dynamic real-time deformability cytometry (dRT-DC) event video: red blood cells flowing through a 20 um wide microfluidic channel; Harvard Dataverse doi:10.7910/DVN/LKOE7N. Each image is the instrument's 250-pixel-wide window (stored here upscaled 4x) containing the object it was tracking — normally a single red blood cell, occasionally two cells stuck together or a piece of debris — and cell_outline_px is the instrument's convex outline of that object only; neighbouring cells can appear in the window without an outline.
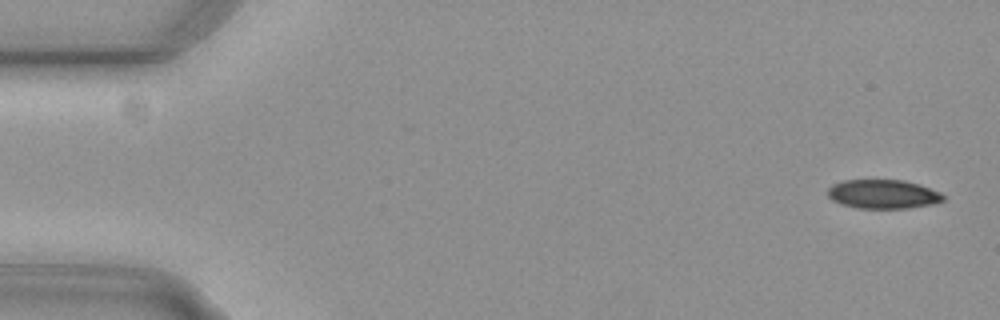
{"species": "common noctule bat (a hibernating species)", "species_latin": "Nyctalus noctula", "temperature_condition": "cold", "stored_images_in_passage": 54, "camera_frame_rate_fps": 3000, "um_per_image_px": 0.085, "animal": {"sex": "female", "body_mass_g": 29.2, "forearm_length_mm": 56.3}, "frame": {"image": 1, "passage_image": 1, "time_ms": 0.0, "image_size_px": [1000, 320], "cell_outline_px": [[944, 200], [932, 204], [908, 208], [856, 208], [840, 204], [832, 200], [828, 196], [828, 188], [832, 184], [844, 180], [904, 180], [940, 192], [944, 196]], "centroid_in_image_um": [75.02, 16.5], "position_along_channel_um": 10.0, "area_um2": 19.42}}
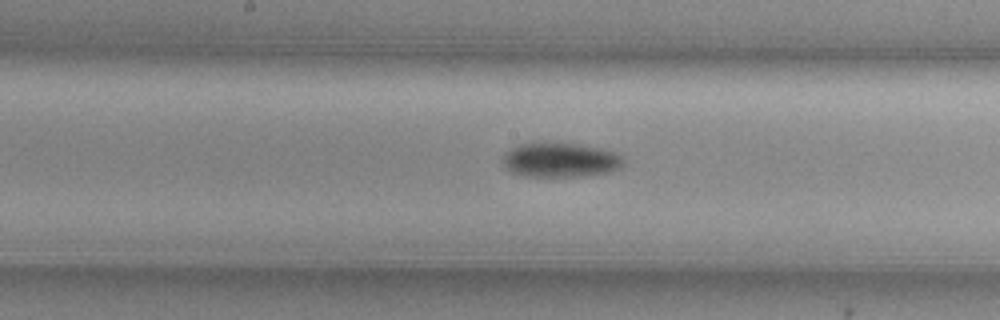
{"frame": {"image": 2, "passage_image": 27, "time_ms": 8.667, "image_size_px": [1000, 320], "cell_outline_px": [[624, 160], [620, 168], [608, 172], [584, 176], [524, 176], [508, 172], [504, 168], [504, 156], [512, 148], [520, 144], [580, 144], [612, 152], [620, 156]], "centroid_in_image_um": [47.6, 13.63], "position_along_channel_um": 200.6, "area_um2": 23.64}}
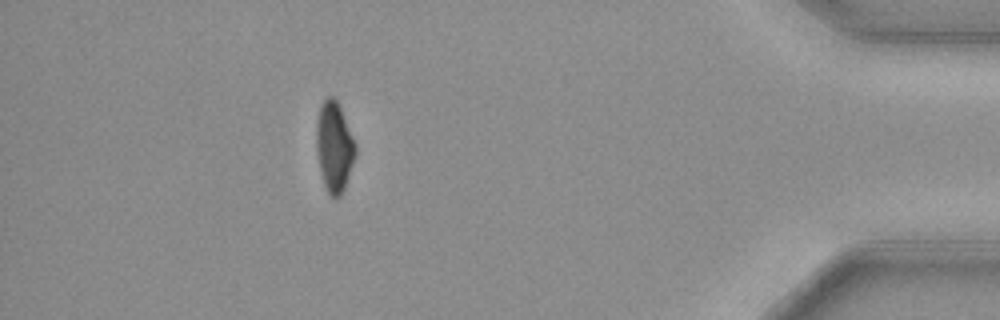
{"frame": {"image": 3, "passage_image": 48, "time_ms": 15.667, "image_size_px": [1000, 320], "cell_outline_px": [[356, 152], [344, 188], [340, 196], [336, 200], [328, 192], [324, 184], [320, 172], [316, 148], [316, 120], [320, 104], [328, 96], [332, 96], [336, 100], [340, 108], [356, 144]], "centroid_in_image_um": [28.38, 12.47], "position_along_channel_um": 406.8, "area_um2": 20.35}, "authors_computed_cell_mechanics": {"area_um2": 22.2241, "velocity_mm_per_s": 3.7363, "shape_relaxation_time_tau1_ms": 4.1982, "shape_relaxation_time_tau2_ms": null, "deformation_change_tau1": 0.1244, "deformation_change_tau2": null}}